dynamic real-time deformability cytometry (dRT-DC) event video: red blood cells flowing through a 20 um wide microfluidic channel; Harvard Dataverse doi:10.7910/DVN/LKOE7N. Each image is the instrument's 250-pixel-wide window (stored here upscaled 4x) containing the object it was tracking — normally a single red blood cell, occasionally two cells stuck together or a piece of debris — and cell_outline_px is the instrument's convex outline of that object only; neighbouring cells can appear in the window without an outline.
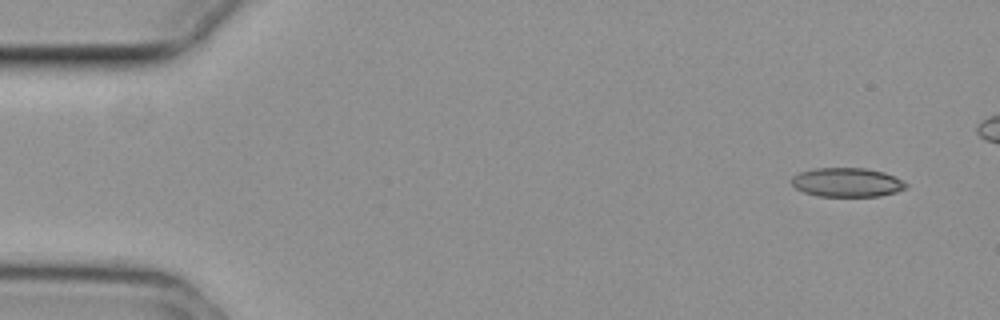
{"species": "common noctule bat (a hibernating species)", "species_latin": "Nyctalus noctula", "temperature_condition": "cold", "stored_images_in_passage": 47, "camera_frame_rate_fps": 3000, "um_per_image_px": 0.085, "animal": {"sex": "female", "body_mass_g": 29.2, "forearm_length_mm": 56.3}, "frame": {"image": 1, "passage_image": 1, "time_ms": 0.0, "image_size_px": [1000, 320], "cell_outline_px": [[908, 184], [904, 188], [896, 192], [880, 196], [816, 196], [804, 192], [796, 188], [792, 184], [792, 176], [800, 172], [812, 168], [864, 168], [884, 172]], "centroid_in_image_um": [71.95, 15.5], "position_along_channel_um": 13.0, "area_um2": 19.25}}
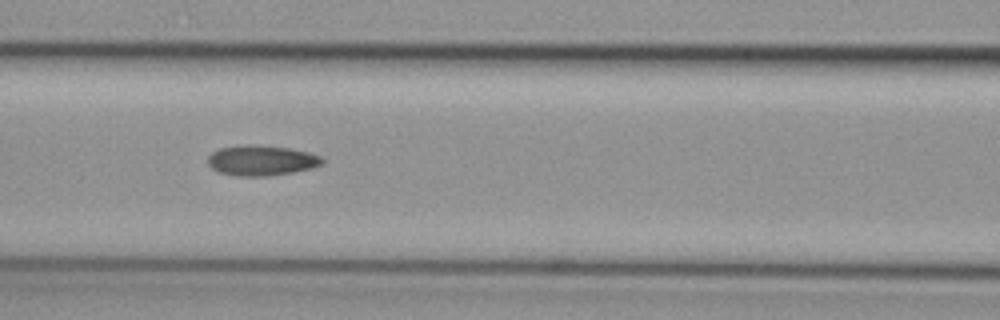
{"frame": {"image": 2, "passage_image": 21, "time_ms": 6.667, "image_size_px": [1000, 320], "cell_outline_px": [[324, 164], [312, 168], [292, 172], [268, 176], [236, 176], [220, 172], [212, 168], [208, 164], [208, 156], [212, 152], [220, 148], [288, 148], [308, 152], [320, 156], [324, 160]], "centroid_in_image_um": [22.27, 13.7], "position_along_channel_um": 144.3, "area_um2": 19.13}}
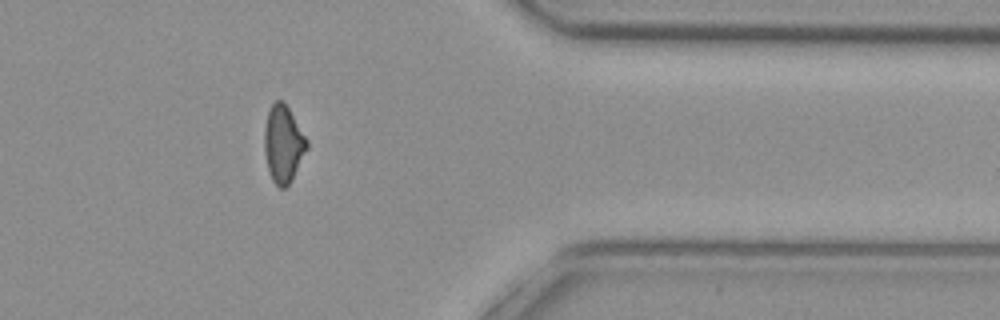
{"frame": {"image": 3, "passage_image": 42, "time_ms": 13.667, "image_size_px": [1000, 320], "cell_outline_px": [[308, 148], [288, 184], [284, 188], [280, 188], [272, 180], [268, 168], [264, 152], [264, 128], [268, 112], [272, 104], [276, 100], [280, 100], [288, 108], [308, 140]], "centroid_in_image_um": [24.06, 12.23], "position_along_channel_um": 387.3, "area_um2": 18.73}, "authors_computed_cell_mechanics": {"area_um2": 19.7098, "velocity_mm_per_s": 3.7341, "shape_relaxation_time_tau1_ms": 8.379, "shape_relaxation_time_tau2_ms": 1.5861, "deformation_change_tau1": 0.1564, "deformation_change_tau2": 0.0727}}